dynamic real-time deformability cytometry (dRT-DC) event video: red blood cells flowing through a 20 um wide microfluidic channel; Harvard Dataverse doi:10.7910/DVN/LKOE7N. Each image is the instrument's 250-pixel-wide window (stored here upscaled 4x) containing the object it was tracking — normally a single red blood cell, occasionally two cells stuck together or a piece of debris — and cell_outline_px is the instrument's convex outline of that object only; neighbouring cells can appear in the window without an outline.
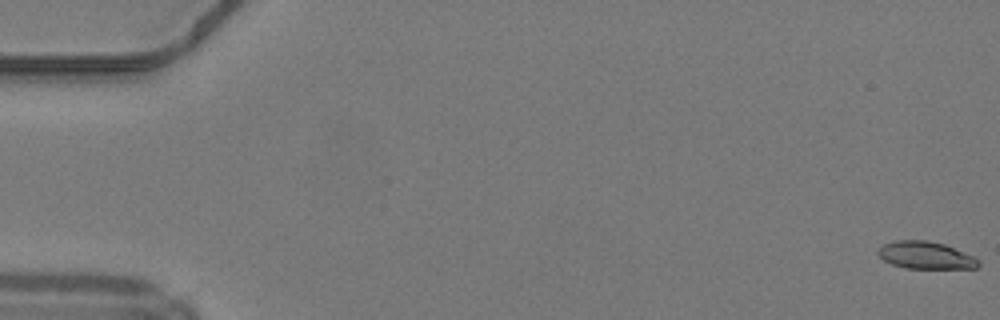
{"species": "common noctule bat (a hibernating species)", "species_latin": "Nyctalus noctula", "temperature_condition": "warm", "stored_images_in_passage": 50, "camera_frame_rate_fps": 3000, "um_per_image_px": 0.085, "animal": {"sex": "male", "body_mass_g": 19.2, "forearm_length_mm": 51.8}, "frame": {"image": 1, "passage_image": 1, "time_ms": 0.0, "image_size_px": [1000, 320], "cell_outline_px": [[980, 264], [976, 268], [904, 268], [892, 264], [884, 260], [876, 252], [884, 244], [896, 240], [928, 240], [944, 244], [972, 256], [980, 260]], "centroid_in_image_um": [78.67, 21.7], "position_along_channel_um": 6.3, "area_um2": 15.84}}
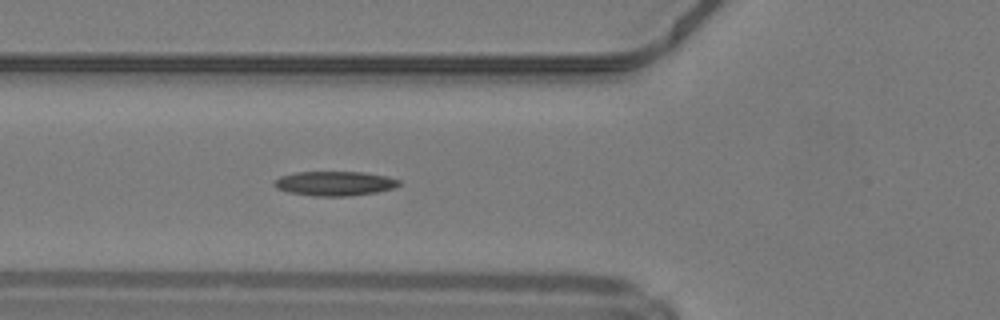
{"frame": {"image": 2, "passage_image": 19, "time_ms": 6.0, "image_size_px": [1000, 320], "cell_outline_px": [[400, 184], [396, 188], [376, 192], [348, 196], [312, 196], [288, 192], [276, 188], [272, 184], [280, 176], [296, 172], [364, 172], [388, 176], [400, 180]], "centroid_in_image_um": [28.46, 15.59], "position_along_channel_um": 97.3, "area_um2": 17.92}}
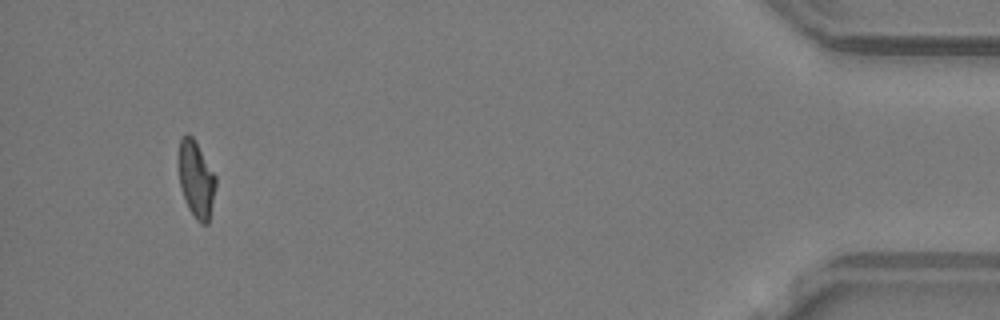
{"frame": {"image": 3, "passage_image": 47, "time_ms": 15.333, "image_size_px": [1000, 320], "cell_outline_px": [[216, 184], [208, 224], [200, 224], [196, 220], [188, 208], [180, 188], [176, 156], [180, 136], [188, 132], [192, 136], [216, 176]], "centroid_in_image_um": [16.62, 15.19], "position_along_channel_um": 418.6, "area_um2": 17.05}, "authors_computed_cell_mechanics": {"area_um2": 17.1666, "velocity_mm_per_s": 4.2364, "shape_relaxation_time_tau1_ms": null, "shape_relaxation_time_tau2_ms": 5.5218, "deformation_change_tau1": null, "deformation_change_tau2": 0.1474}}